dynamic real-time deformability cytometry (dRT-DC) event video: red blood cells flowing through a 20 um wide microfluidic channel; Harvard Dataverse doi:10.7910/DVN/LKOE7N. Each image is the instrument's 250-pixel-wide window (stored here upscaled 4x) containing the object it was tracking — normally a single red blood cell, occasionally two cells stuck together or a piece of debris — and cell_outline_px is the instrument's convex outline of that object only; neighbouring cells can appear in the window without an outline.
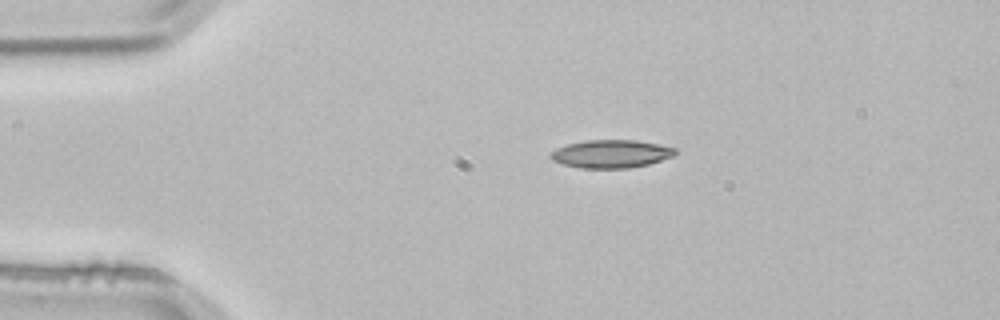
{"species": "common noctule bat (a hibernating species)", "species_latin": "Nyctalus noctula", "temperature_condition": "room temperature", "stored_images_in_passage": 2, "camera_frame_rate_fps": 3000, "um_per_image_px": 0.085, "animal": {"sex": "male", "body_mass_g": 21.5, "forearm_length_mm": 52.0}, "frame": {"image": 1, "passage_image": 1, "time_ms": 0.0, "image_size_px": [1000, 320], "cell_outline_px": [[676, 152], [672, 156], [648, 164], [628, 168], [580, 168], [564, 164], [552, 160], [548, 156], [556, 148], [568, 144], [588, 140], [636, 140], [676, 148]], "centroid_in_image_um": [51.91, 13.08], "position_along_channel_um": 33.1, "area_um2": 20.11}}
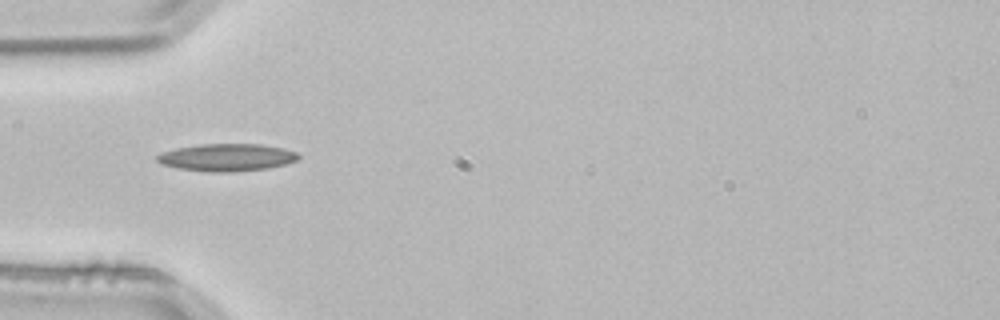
{"frame": {"image": 2, "passage_image": 2, "time_ms": 0.333, "image_size_px": [1000, 320], "cell_outline_px": [[300, 156], [296, 160], [288, 164], [268, 168], [232, 172], [212, 172], [180, 168], [160, 164], [156, 160], [156, 156], [160, 152], [176, 148], [200, 144], [260, 144], [280, 148], [296, 152]], "centroid_in_image_um": [19.25, 13.38], "position_along_channel_um": 65.7, "area_um2": 22.54}}